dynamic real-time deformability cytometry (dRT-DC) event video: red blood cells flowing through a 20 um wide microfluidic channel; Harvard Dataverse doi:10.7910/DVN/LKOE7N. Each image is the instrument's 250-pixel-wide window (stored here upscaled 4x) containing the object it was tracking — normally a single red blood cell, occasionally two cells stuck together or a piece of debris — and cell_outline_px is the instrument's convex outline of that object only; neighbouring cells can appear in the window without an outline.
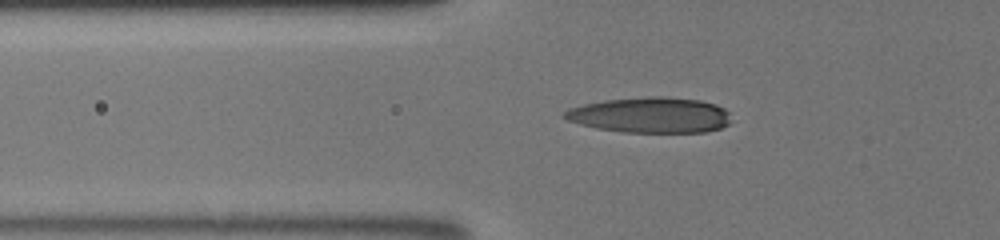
{"species": "human", "species_latin": "Homo sapiens", "temperature_condition": "room temperature", "stored_images_in_passage": 6, "camera_frame_rate_fps": 3000, "um_per_image_px": 0.085, "donor": {"sex": "male"}, "frame": {"image": 1, "passage_image": 2, "time_ms": 0.333, "image_size_px": [1000, 240], "cell_outline_px": [[728, 124], [720, 128], [704, 132], [624, 132], [596, 128], [580, 124], [568, 120], [564, 116], [564, 112], [568, 108], [584, 104], [604, 100], [648, 96], [664, 96], [700, 100], [716, 104], [724, 108], [728, 112]], "centroid_in_image_um": [55.27, 9.77], "position_along_channel_um": 70.5, "area_um2": 34.45}}